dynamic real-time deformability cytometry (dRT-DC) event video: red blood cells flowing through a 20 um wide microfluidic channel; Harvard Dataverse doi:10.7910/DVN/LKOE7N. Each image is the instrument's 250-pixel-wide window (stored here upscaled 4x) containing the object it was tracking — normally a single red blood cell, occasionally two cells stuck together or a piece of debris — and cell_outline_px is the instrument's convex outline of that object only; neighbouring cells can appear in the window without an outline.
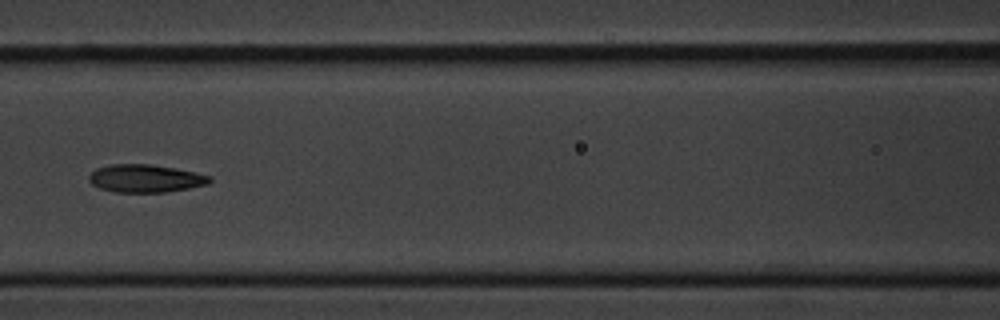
{"species": "common noctule bat (a hibernating species)", "species_latin": "Nyctalus noctula", "temperature_condition": "cold", "stored_images_in_passage": 11, "camera_frame_rate_fps": 3000, "um_per_image_px": 0.085, "animal": {"sex": "male", "body_mass_g": 20.1, "forearm_length_mm": 53.5}, "frame": {"image": 1, "passage_image": 7, "time_ms": 8.333, "image_size_px": [1000, 320], "cell_outline_px": [[212, 180], [208, 184], [188, 188], [164, 192], [112, 192], [100, 188], [92, 184], [88, 180], [88, 176], [96, 168], [112, 164], [152, 164], [176, 168], [212, 176]], "centroid_in_image_um": [12.35, 15.16], "position_along_channel_um": 154.2, "area_um2": 19.65}}
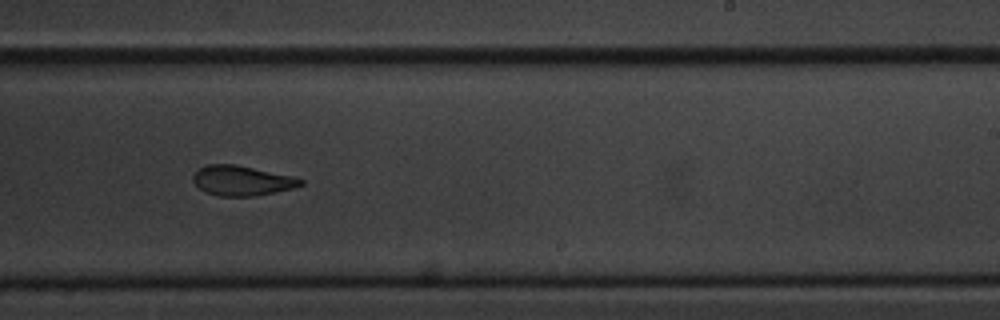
{"frame": {"image": 2, "passage_image": 10, "time_ms": 11.667, "image_size_px": [1000, 320], "cell_outline_px": [[304, 184], [292, 188], [276, 192], [256, 196], [220, 196], [204, 192], [192, 180], [192, 176], [200, 168], [208, 164], [236, 164], [292, 176], [304, 180]], "centroid_in_image_um": [20.56, 15.35], "position_along_channel_um": 268.4, "area_um2": 18.73}}
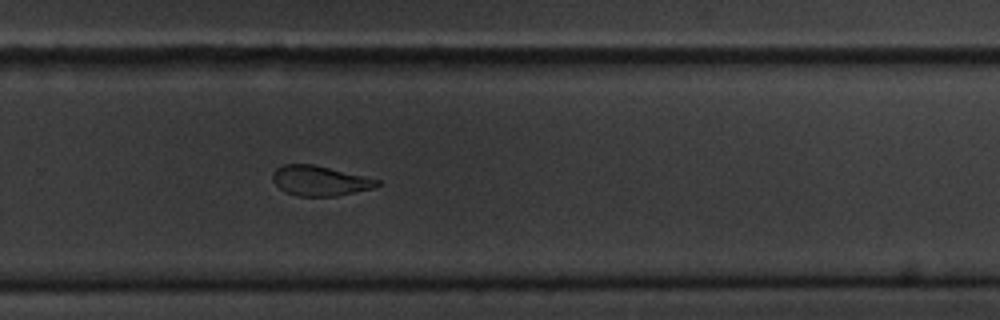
{"frame": {"image": 3, "passage_image": 11, "time_ms": 12.667, "image_size_px": [1000, 320], "cell_outline_px": [[380, 184], [372, 188], [336, 196], [296, 196], [284, 192], [272, 180], [272, 172], [276, 168], [284, 164], [312, 164], [380, 180]], "centroid_in_image_um": [27.13, 15.37], "position_along_channel_um": 302.7, "area_um2": 18.09}}